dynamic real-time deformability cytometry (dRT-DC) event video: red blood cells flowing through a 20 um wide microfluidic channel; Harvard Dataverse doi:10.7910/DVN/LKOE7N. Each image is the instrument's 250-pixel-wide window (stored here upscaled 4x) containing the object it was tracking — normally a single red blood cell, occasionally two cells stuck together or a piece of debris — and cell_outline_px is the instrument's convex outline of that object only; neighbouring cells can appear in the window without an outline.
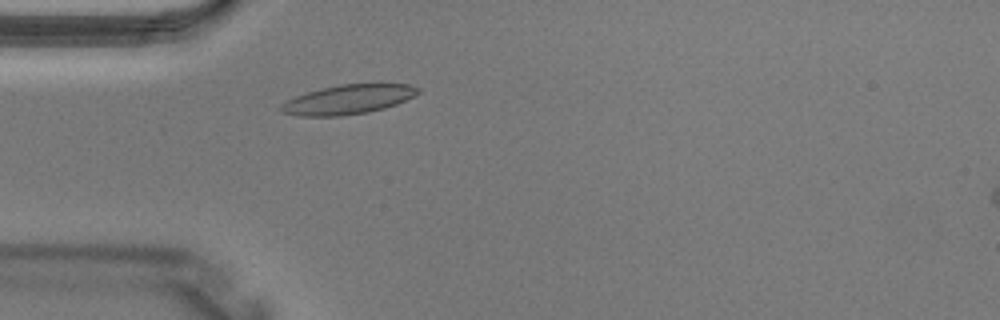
{"species": "Egyptian fruit bat (a non-hibernating species)", "species_latin": "Rousettus aegyptiacus", "temperature_condition": "warm", "stored_images_in_passage": 1, "camera_frame_rate_fps": 3000, "um_per_image_px": 0.085, "animal": {"sex": "male"}, "frame": {"image": 1, "passage_image": 1, "time_ms": 0.0, "image_size_px": [1000, 320], "cell_outline_px": [[420, 92], [396, 104], [384, 108], [368, 112], [340, 116], [300, 116], [280, 112], [280, 104], [296, 96], [320, 88], [340, 84], [408, 84], [420, 88]], "centroid_in_image_um": [29.56, 8.46], "position_along_channel_um": 55.4, "area_um2": 23.29}}